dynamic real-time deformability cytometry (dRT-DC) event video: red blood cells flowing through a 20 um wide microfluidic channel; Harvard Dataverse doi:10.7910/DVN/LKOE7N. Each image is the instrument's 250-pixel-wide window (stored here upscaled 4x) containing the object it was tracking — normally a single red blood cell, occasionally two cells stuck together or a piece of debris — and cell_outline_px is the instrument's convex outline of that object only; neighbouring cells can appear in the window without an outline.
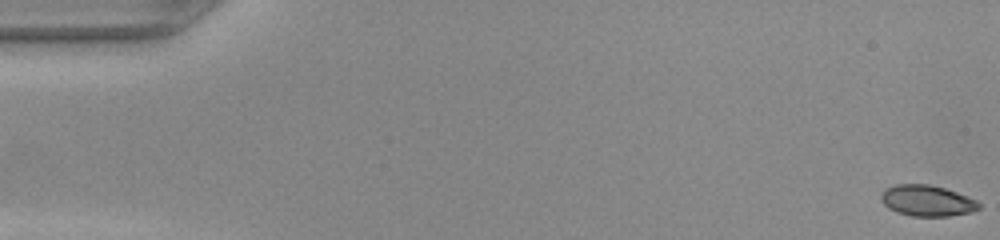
{"species": "common noctule bat (a hibernating species)", "species_latin": "Nyctalus noctula", "temperature_condition": "warm", "stored_images_in_passage": 50, "camera_frame_rate_fps": 3000, "um_per_image_px": 0.085, "animal": {"sex": "female", "body_mass_g": 22.0, "forearm_length_mm": 56.7}, "frame": {"image": 1, "passage_image": 1, "time_ms": 0.0, "image_size_px": [1000, 240], "cell_outline_px": [[980, 208], [972, 212], [948, 216], [912, 216], [888, 208], [880, 200], [880, 196], [888, 188], [896, 184], [928, 184], [944, 188], [956, 192], [976, 200], [980, 204]], "centroid_in_image_um": [78.82, 17.06], "position_along_channel_um": 6.2, "area_um2": 17.46}}
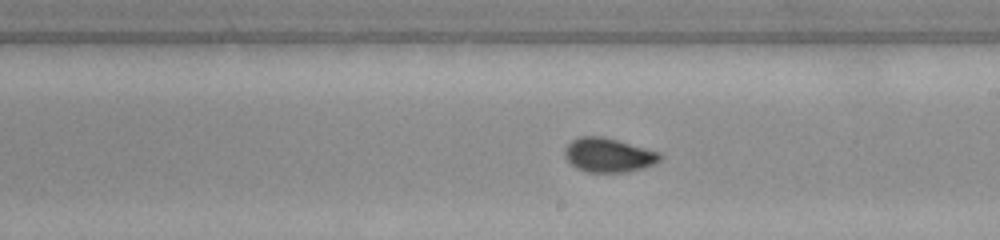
{"frame": {"image": 2, "passage_image": 29, "time_ms": 9.333, "image_size_px": [1000, 240], "cell_outline_px": [[664, 156], [656, 164], [644, 168], [628, 172], [588, 172], [576, 168], [564, 156], [564, 152], [568, 144], [572, 140], [580, 136], [604, 136], [660, 152]], "centroid_in_image_um": [51.76, 13.18], "position_along_channel_um": 237.2, "area_um2": 19.13}}
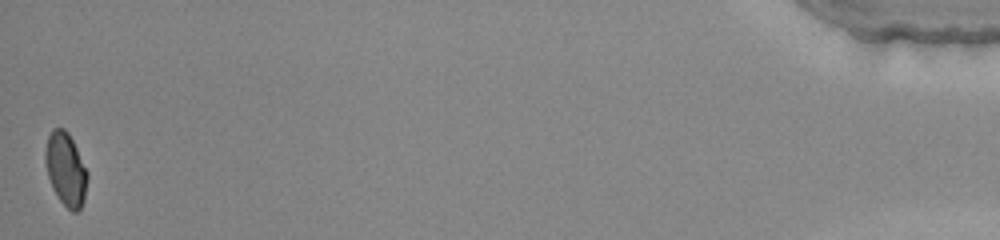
{"frame": {"image": 3, "passage_image": 50, "time_ms": 16.333, "image_size_px": [1000, 240], "cell_outline_px": [[88, 176], [84, 200], [80, 208], [76, 212], [72, 212], [60, 200], [52, 188], [48, 176], [44, 160], [44, 152], [48, 136], [52, 128], [64, 128], [68, 132], [88, 172]], "centroid_in_image_um": [5.58, 14.37], "position_along_channel_um": 429.6, "area_um2": 17.92}}